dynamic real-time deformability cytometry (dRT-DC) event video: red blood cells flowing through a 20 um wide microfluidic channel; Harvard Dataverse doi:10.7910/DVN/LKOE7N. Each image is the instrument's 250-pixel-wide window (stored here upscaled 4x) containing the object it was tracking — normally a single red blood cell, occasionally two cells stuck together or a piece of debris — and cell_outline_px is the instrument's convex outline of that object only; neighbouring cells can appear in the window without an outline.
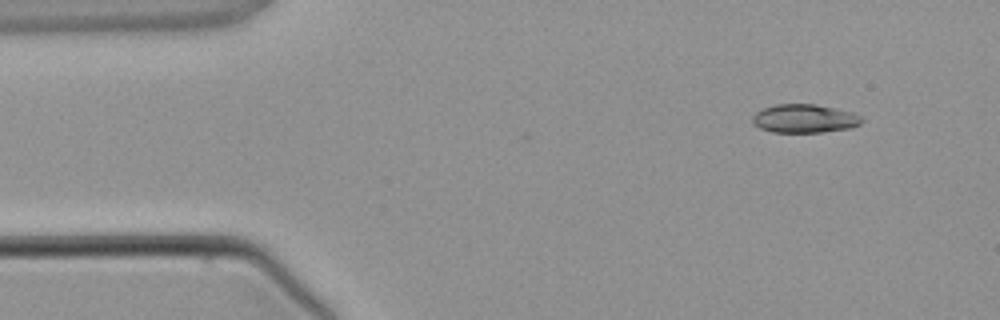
{"species": "common noctule bat (a hibernating species)", "species_latin": "Nyctalus noctula", "temperature_condition": "warm", "stored_images_in_passage": 3, "camera_frame_rate_fps": 3000, "um_per_image_px": 0.085, "animal": {"sex": "male", "body_mass_g": 21.5, "forearm_length_mm": 52.0}, "frame": {"image": 1, "passage_image": 1, "time_ms": 0.0, "image_size_px": [1000, 320], "cell_outline_px": [[864, 120], [860, 124], [852, 128], [820, 132], [772, 132], [760, 128], [752, 124], [752, 116], [756, 112], [764, 108], [776, 104], [816, 104], [852, 112], [860, 116]], "centroid_in_image_um": [68.37, 10.08], "position_along_channel_um": 16.6, "area_um2": 18.21}}
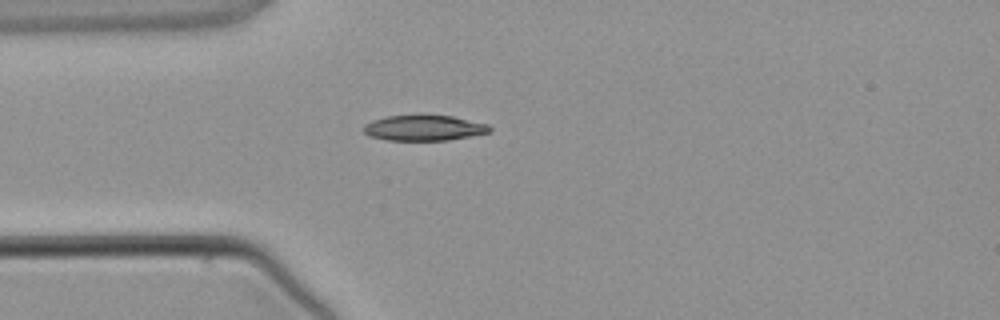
{"frame": {"image": 2, "passage_image": 3, "time_ms": 2.333, "image_size_px": [1000, 320], "cell_outline_px": [[492, 132], [448, 140], [388, 140], [368, 136], [364, 132], [364, 124], [372, 120], [388, 116], [452, 116], [488, 124], [492, 128]], "centroid_in_image_um": [36.05, 10.88], "position_along_channel_um": 48.9, "area_um2": 18.55}}